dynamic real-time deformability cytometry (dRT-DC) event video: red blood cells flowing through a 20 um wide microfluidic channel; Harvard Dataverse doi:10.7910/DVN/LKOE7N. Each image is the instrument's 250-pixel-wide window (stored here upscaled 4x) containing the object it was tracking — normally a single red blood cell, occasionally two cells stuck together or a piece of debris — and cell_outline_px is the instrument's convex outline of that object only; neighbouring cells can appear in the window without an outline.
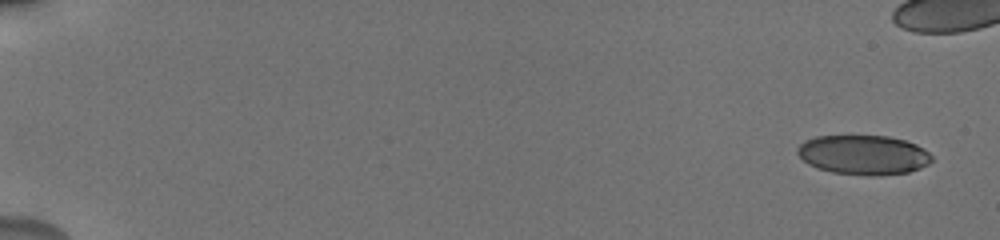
{"species": "human", "species_latin": "Homo sapiens", "temperature_condition": "cold", "stored_images_in_passage": 16, "camera_frame_rate_fps": 3000, "um_per_image_px": 0.085, "donor": {"sex": "male"}, "frame": {"image": 1, "passage_image": 1, "time_ms": 0.0, "image_size_px": [1000, 240], "cell_outline_px": [[932, 160], [928, 164], [920, 168], [908, 172], [876, 176], [868, 176], [832, 172], [816, 168], [808, 164], [796, 152], [796, 148], [804, 140], [816, 136], [888, 136], [904, 140], [916, 144], [924, 148], [932, 156]], "centroid_in_image_um": [73.38, 13.16], "position_along_channel_um": 11.6, "area_um2": 31.1}}